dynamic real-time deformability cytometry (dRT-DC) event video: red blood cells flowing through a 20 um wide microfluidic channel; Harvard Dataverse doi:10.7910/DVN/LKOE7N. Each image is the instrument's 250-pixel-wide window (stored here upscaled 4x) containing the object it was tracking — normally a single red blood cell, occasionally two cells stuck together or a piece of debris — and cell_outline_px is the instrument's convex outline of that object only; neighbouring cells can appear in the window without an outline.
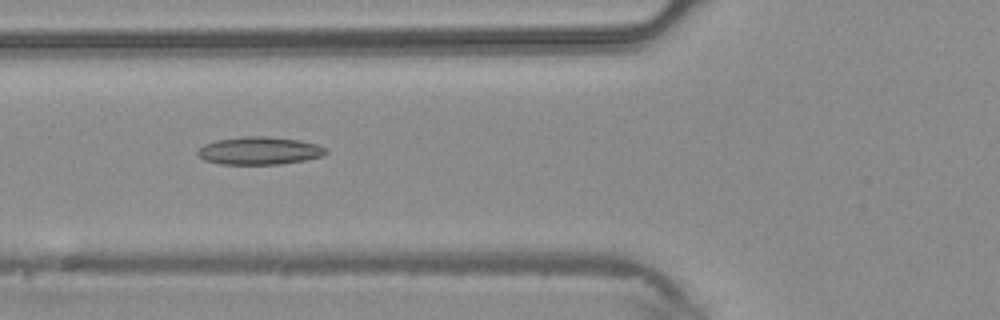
{"species": "common noctule bat (a hibernating species)", "species_latin": "Nyctalus noctula", "temperature_condition": "warm", "stored_images_in_passage": 44, "camera_frame_rate_fps": 3000, "um_per_image_px": 0.085, "animal": {"sex": "male", "body_mass_g": 20.4}, "frame": {"image": 1, "passage_image": 16, "time_ms": 5.0, "image_size_px": [1000, 320], "cell_outline_px": [[328, 152], [324, 156], [304, 160], [280, 164], [220, 164], [204, 160], [196, 152], [204, 144], [220, 140], [244, 136], [264, 136], [300, 140], [316, 144], [328, 148]], "centroid_in_image_um": [22.09, 12.81], "position_along_channel_um": 103.7, "area_um2": 20.69}}
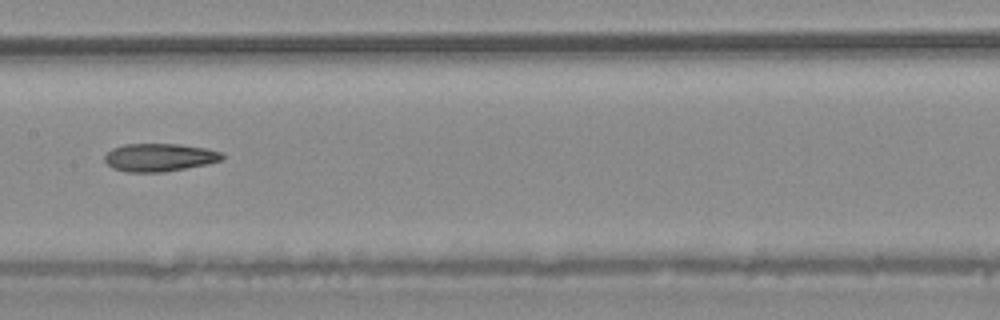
{"frame": {"image": 2, "passage_image": 22, "time_ms": 7.0, "image_size_px": [1000, 320], "cell_outline_px": [[224, 160], [208, 164], [164, 172], [128, 172], [112, 168], [104, 160], [104, 156], [112, 148], [124, 144], [180, 144], [208, 148], [224, 152]], "centroid_in_image_um": [13.6, 13.37], "position_along_channel_um": 193.8, "area_um2": 19.42}}
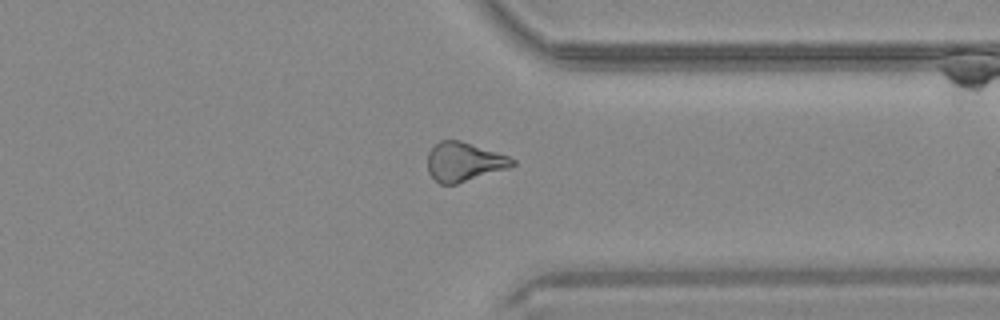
{"frame": {"image": 3, "passage_image": 34, "time_ms": 11.0, "image_size_px": [1000, 320], "cell_outline_px": [[516, 164], [508, 168], [456, 184], [440, 184], [428, 172], [428, 152], [440, 140], [460, 140], [508, 156], [516, 160]], "centroid_in_image_um": [39.44, 13.75], "position_along_channel_um": 372.0, "area_um2": 19.07}}